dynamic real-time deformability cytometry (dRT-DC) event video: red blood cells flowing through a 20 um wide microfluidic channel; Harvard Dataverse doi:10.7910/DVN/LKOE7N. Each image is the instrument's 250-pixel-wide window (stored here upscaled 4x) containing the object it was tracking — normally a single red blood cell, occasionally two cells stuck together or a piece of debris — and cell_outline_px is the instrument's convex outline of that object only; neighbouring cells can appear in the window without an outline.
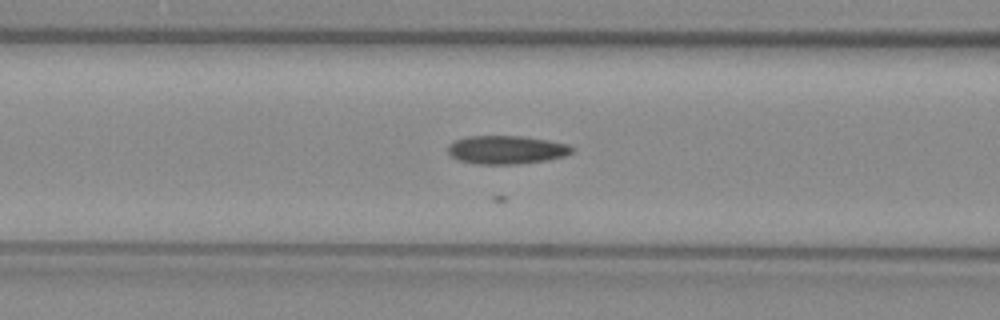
{"species": "common noctule bat (a hibernating species)", "species_latin": "Nyctalus noctula", "temperature_condition": "warm", "stored_images_in_passage": 24, "camera_frame_rate_fps": 3000, "um_per_image_px": 0.085, "animal": {"sex": "female", "body_mass_g": 29.2, "forearm_length_mm": 56.3}, "frame": {"image": 1, "passage_image": 15, "time_ms": 4.667, "image_size_px": [1000, 320], "cell_outline_px": [[572, 152], [564, 156], [548, 160], [516, 164], [476, 164], [460, 160], [448, 156], [448, 144], [456, 140], [468, 136], [520, 136], [548, 140], [568, 144], [572, 148]], "centroid_in_image_um": [43.01, 12.73], "position_along_channel_um": 123.6, "area_um2": 20.52}}